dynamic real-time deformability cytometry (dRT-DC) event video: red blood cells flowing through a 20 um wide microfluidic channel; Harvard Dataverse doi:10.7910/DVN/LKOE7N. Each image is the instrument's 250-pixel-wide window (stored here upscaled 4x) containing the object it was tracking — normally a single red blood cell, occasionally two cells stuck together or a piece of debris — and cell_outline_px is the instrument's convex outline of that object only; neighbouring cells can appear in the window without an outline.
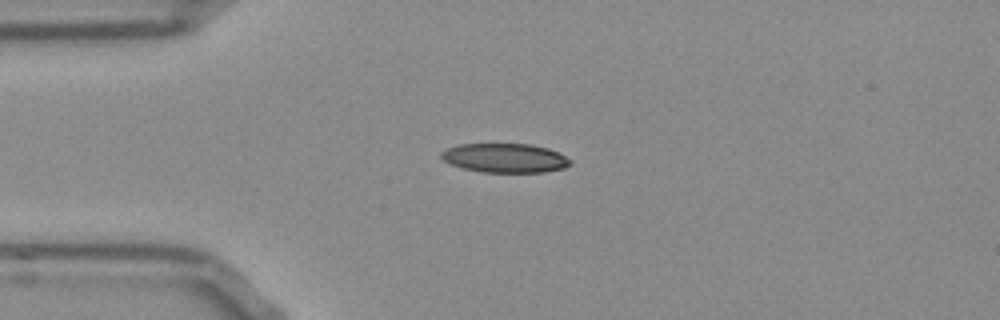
{"species": "Egyptian fruit bat (a non-hibernating species)", "species_latin": "Rousettus aegyptiacus", "temperature_condition": "room temperature", "stored_images_in_passage": 41, "camera_frame_rate_fps": 3000, "um_per_image_px": 0.085, "frame": {"image": 1, "passage_image": 1, "time_ms": 0.0, "image_size_px": [1000, 320], "cell_outline_px": [[572, 164], [564, 168], [544, 172], [484, 172], [464, 168], [452, 164], [444, 160], [440, 156], [440, 152], [448, 148], [460, 144], [532, 144], [548, 148], [572, 160]], "centroid_in_image_um": [42.95, 13.43], "position_along_channel_um": 42.1, "area_um2": 21.79}}
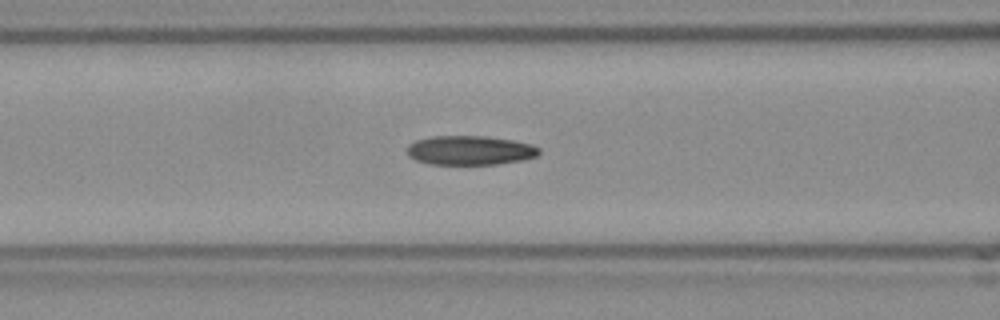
{"frame": {"image": 2, "passage_image": 9, "time_ms": 2.667, "image_size_px": [1000, 320], "cell_outline_px": [[540, 152], [536, 156], [524, 160], [496, 164], [428, 164], [416, 160], [408, 156], [408, 144], [416, 140], [432, 136], [488, 136], [512, 140], [532, 144], [540, 148]], "centroid_in_image_um": [39.96, 12.77], "position_along_channel_um": 126.6, "area_um2": 22.6}}
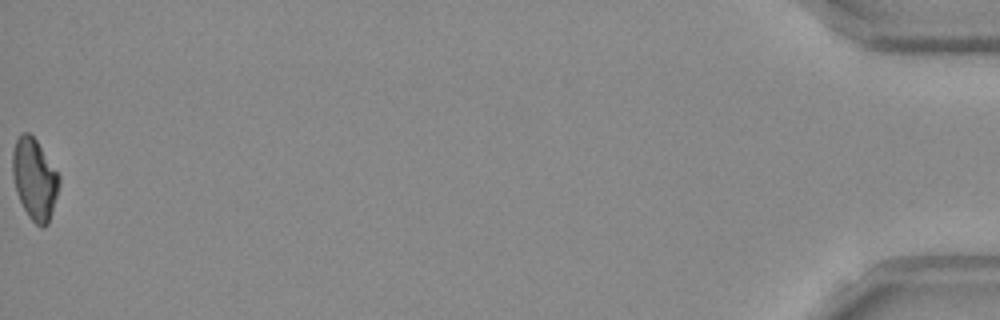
{"frame": {"image": 3, "passage_image": 41, "time_ms": 13.333, "image_size_px": [1000, 320], "cell_outline_px": [[60, 184], [52, 212], [48, 224], [44, 228], [40, 228], [28, 216], [16, 192], [12, 176], [12, 152], [16, 140], [24, 132], [28, 132], [36, 140], [60, 176]], "centroid_in_image_um": [2.94, 15.25], "position_along_channel_um": 432.3, "area_um2": 21.96}, "authors_computed_cell_mechanics": {"area_um2": 22.4842, "velocity_mm_per_s": 3.8733, "shape_relaxation_time_tau1_ms": null, "shape_relaxation_time_tau2_ms": 8.1474, "deformation_change_tau1": null, "deformation_change_tau2": 0.1575}}